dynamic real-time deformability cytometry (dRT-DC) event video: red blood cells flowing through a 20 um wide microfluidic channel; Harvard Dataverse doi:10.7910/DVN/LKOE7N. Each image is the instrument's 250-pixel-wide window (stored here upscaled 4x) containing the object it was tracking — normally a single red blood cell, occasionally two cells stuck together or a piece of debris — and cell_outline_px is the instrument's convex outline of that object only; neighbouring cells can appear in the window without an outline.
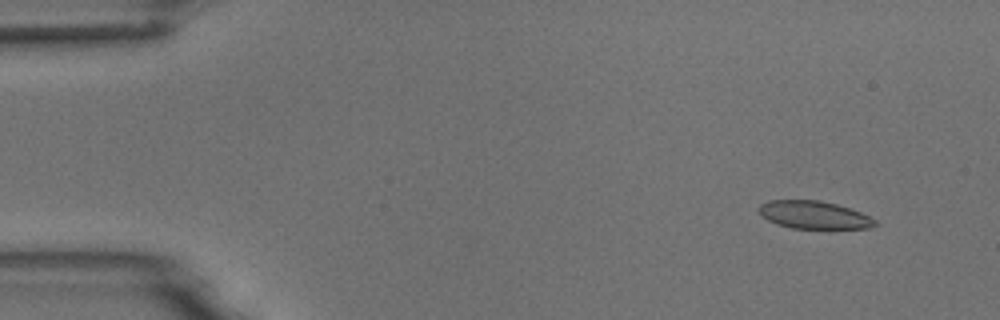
{"species": "common noctule bat (a hibernating species)", "species_latin": "Nyctalus noctula", "temperature_condition": "room temperature", "stored_images_in_passage": 5, "camera_frame_rate_fps": 3000, "um_per_image_px": 0.085, "animal": {"sex": "male", "body_mass_g": 18.8}, "frame": {"image": 1, "passage_image": 2, "time_ms": 1.0, "image_size_px": [1000, 320], "cell_outline_px": [[880, 224], [868, 228], [792, 228], [776, 224], [768, 220], [756, 208], [760, 204], [768, 200], [820, 200], [836, 204], [860, 212], [876, 220]], "centroid_in_image_um": [69.17, 18.26], "position_along_channel_um": 15.8, "area_um2": 18.73}}
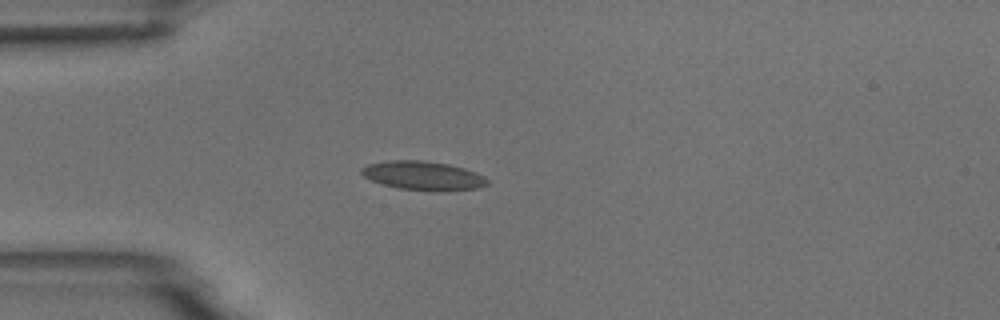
{"frame": {"image": 2, "passage_image": 5, "time_ms": 4.333, "image_size_px": [1000, 320], "cell_outline_px": [[488, 184], [480, 188], [440, 192], [436, 192], [400, 188], [380, 184], [364, 176], [360, 172], [360, 168], [368, 164], [388, 160], [424, 160], [448, 164], [464, 168], [476, 172], [484, 176], [488, 180]], "centroid_in_image_um": [35.98, 14.94], "position_along_channel_um": 49.0, "area_um2": 21.5}}